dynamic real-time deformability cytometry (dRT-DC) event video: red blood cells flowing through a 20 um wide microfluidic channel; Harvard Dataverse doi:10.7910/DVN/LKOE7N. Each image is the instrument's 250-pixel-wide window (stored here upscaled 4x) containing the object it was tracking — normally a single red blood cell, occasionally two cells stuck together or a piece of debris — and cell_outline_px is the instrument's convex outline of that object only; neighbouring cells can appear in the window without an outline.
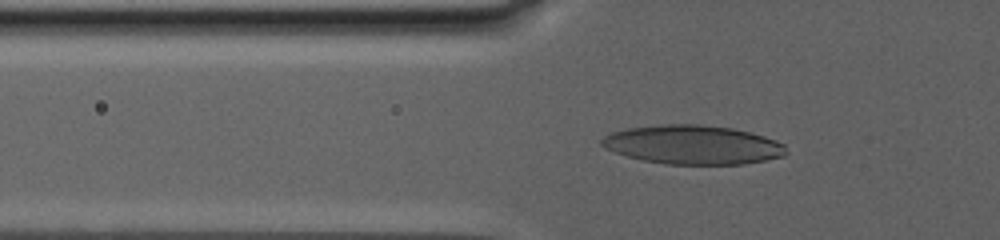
{"species": "human", "species_latin": "Homo sapiens", "temperature_condition": "warm", "stored_images_in_passage": 42, "camera_frame_rate_fps": 3000, "um_per_image_px": 0.085, "donor": {"sex": "male"}, "frame": {"image": 1, "passage_image": 3, "time_ms": 0.667, "image_size_px": [1000, 240], "cell_outline_px": [[788, 152], [784, 156], [744, 164], [664, 164], [644, 160], [628, 156], [604, 148], [600, 144], [600, 140], [604, 136], [612, 132], [628, 128], [660, 124], [700, 124], [732, 128], [764, 136], [784, 144]], "centroid_in_image_um": [58.88, 12.3], "position_along_channel_um": 66.9, "area_um2": 41.85}}
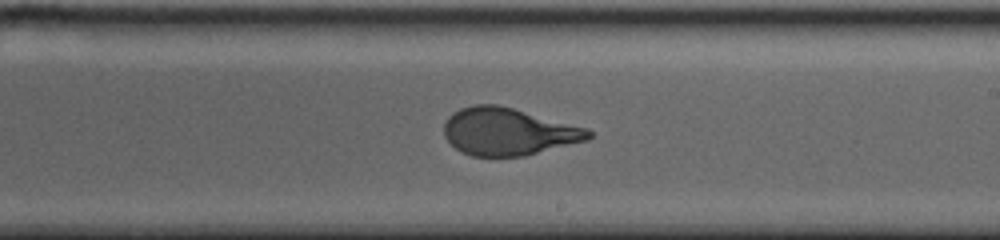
{"frame": {"image": 2, "passage_image": 19, "time_ms": 7.667, "image_size_px": [1000, 240], "cell_outline_px": [[592, 136], [588, 140], [524, 156], [472, 156], [460, 152], [444, 136], [444, 124], [448, 116], [460, 108], [472, 104], [496, 104], [512, 108], [588, 128], [592, 132]], "centroid_in_image_um": [43.19, 11.19], "position_along_channel_um": 245.8, "area_um2": 39.82}}
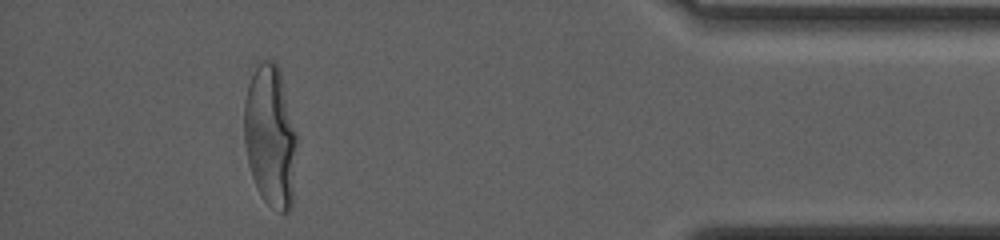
{"frame": {"image": 3, "passage_image": 37, "time_ms": 15.333, "image_size_px": [1000, 240], "cell_outline_px": [[300, 140], [292, 208], [288, 212], [280, 212], [268, 204], [260, 196], [256, 188], [248, 164], [244, 140], [244, 100], [248, 84], [256, 68], [268, 56], [280, 68], [300, 136]], "centroid_in_image_um": [23.05, 11.6], "position_along_channel_um": 412.1, "area_um2": 45.55}, "authors_computed_cell_mechanics": {"area_um2": 40.8357, "velocity_mm_per_s": 2.6765, "shape_relaxation_time_tau1_ms": 8.649, "shape_relaxation_time_tau2_ms": null, "deformation_change_tau1": 0.2996, "deformation_change_tau2": null}}